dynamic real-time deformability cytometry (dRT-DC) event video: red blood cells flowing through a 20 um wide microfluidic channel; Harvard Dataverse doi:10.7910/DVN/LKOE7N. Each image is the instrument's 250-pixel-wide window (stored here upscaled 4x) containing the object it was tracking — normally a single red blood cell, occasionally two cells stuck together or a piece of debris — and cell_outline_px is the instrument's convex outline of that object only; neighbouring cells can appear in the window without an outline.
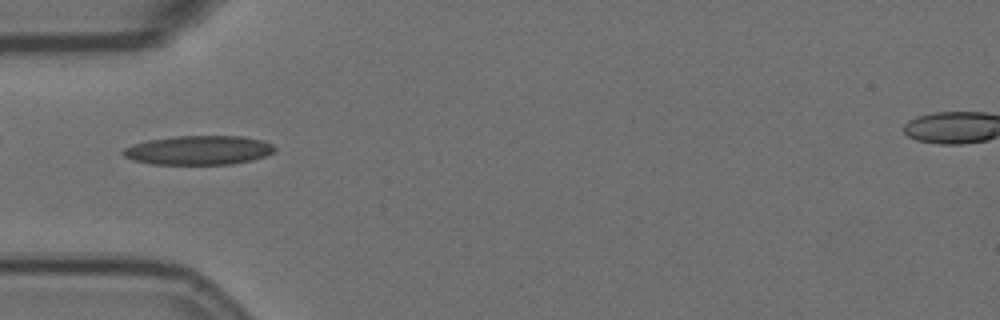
{"species": "Egyptian fruit bat (a non-hibernating species)", "species_latin": "Rousettus aegyptiacus", "temperature_condition": "room temperature", "stored_images_in_passage": 7, "camera_frame_rate_fps": 3000, "um_per_image_px": 0.085, "animal": {"sex": "female"}, "frame": {"image": 1, "passage_image": 6, "time_ms": 5.667, "image_size_px": [1000, 320], "cell_outline_px": [[276, 148], [272, 152], [264, 156], [252, 160], [232, 164], [152, 164], [132, 160], [124, 156], [120, 152], [124, 148], [132, 144], [148, 140], [176, 136], [244, 136], [264, 140], [272, 144]], "centroid_in_image_um": [16.87, 12.76], "position_along_channel_um": 68.1, "area_um2": 25.84}}
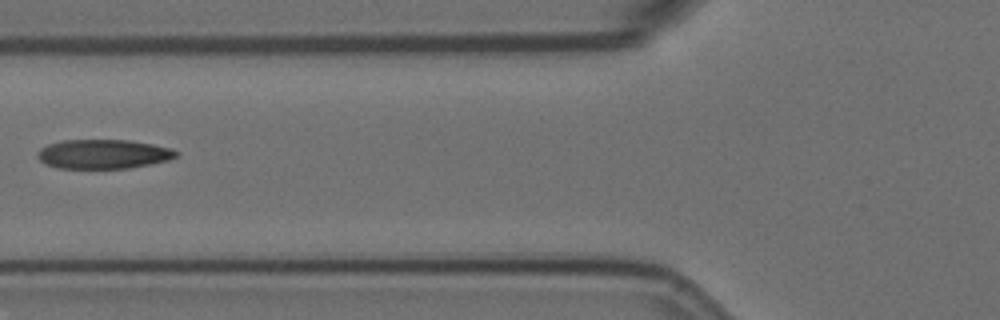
{"frame": {"image": 2, "passage_image": 7, "time_ms": 7.0, "image_size_px": [1000, 320], "cell_outline_px": [[180, 156], [168, 160], [152, 164], [128, 168], [56, 168], [44, 164], [40, 160], [40, 148], [48, 144], [64, 140], [128, 140], [152, 144], [172, 148], [180, 152]], "centroid_in_image_um": [8.85, 13.1], "position_along_channel_um": 117.0, "area_um2": 23.7}}